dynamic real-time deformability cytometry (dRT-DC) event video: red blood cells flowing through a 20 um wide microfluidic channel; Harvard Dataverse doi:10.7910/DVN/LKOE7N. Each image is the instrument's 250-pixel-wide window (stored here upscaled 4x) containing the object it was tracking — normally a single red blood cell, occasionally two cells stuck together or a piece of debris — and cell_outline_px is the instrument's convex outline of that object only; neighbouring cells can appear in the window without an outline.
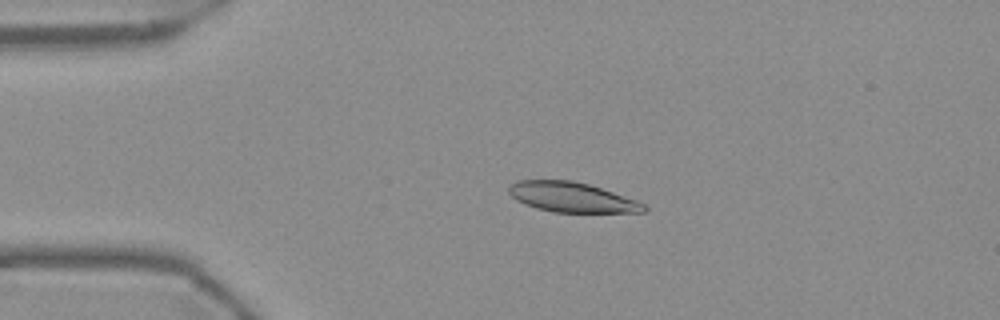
{"species": "Egyptian fruit bat (a non-hibernating species)", "species_latin": "Rousettus aegyptiacus", "temperature_condition": "warm", "stored_images_in_passage": 47, "camera_frame_rate_fps": 3000, "um_per_image_px": 0.085, "frame": {"image": 1, "passage_image": 4, "time_ms": 1.0, "image_size_px": [1000, 320], "cell_outline_px": [[648, 208], [644, 212], [552, 212], [536, 208], [524, 204], [516, 200], [508, 192], [508, 188], [516, 180], [572, 180], [588, 184], [636, 200], [644, 204]], "centroid_in_image_um": [48.57, 16.76], "position_along_channel_um": 36.4, "area_um2": 23.41}}
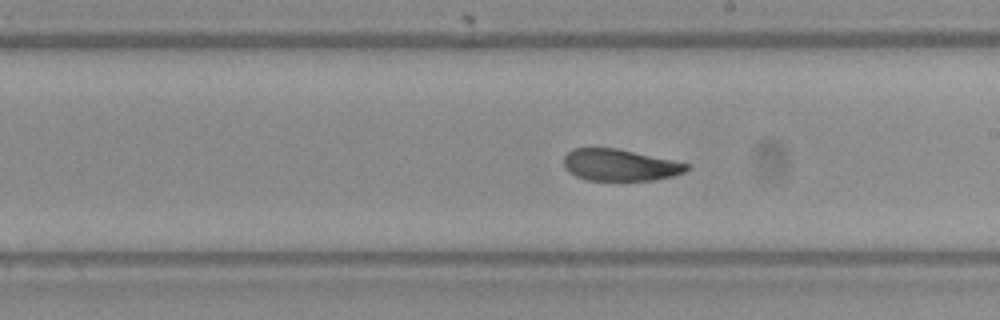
{"frame": {"image": 2, "passage_image": 23, "time_ms": 7.333, "image_size_px": [1000, 320], "cell_outline_px": [[692, 168], [684, 172], [672, 176], [652, 180], [588, 180], [576, 176], [568, 172], [564, 168], [564, 156], [572, 148], [616, 148], [692, 164]], "centroid_in_image_um": [52.7, 14.02], "position_along_channel_um": 236.3, "area_um2": 22.77}}
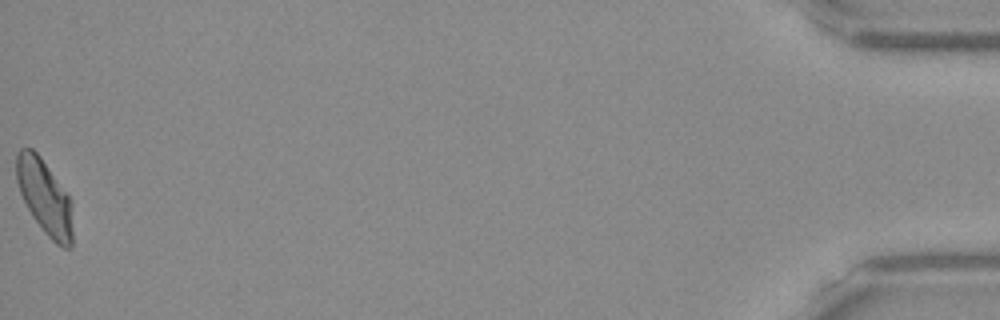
{"frame": {"image": 3, "passage_image": 47, "time_ms": 15.333, "image_size_px": [1000, 320], "cell_outline_px": [[72, 248], [64, 248], [56, 244], [44, 232], [32, 216], [20, 192], [16, 180], [16, 152], [20, 148], [32, 148], [40, 156], [68, 196], [72, 204]], "centroid_in_image_um": [3.79, 16.76], "position_along_channel_um": 431.4, "area_um2": 24.33}, "authors_computed_cell_mechanics": {"area_um2": 24.3338, "velocity_mm_per_s": 3.7057, "shape_relaxation_time_tau1_ms": null, "shape_relaxation_time_tau2_ms": 2.5855, "deformation_change_tau1": null, "deformation_change_tau2": 0.0715}}